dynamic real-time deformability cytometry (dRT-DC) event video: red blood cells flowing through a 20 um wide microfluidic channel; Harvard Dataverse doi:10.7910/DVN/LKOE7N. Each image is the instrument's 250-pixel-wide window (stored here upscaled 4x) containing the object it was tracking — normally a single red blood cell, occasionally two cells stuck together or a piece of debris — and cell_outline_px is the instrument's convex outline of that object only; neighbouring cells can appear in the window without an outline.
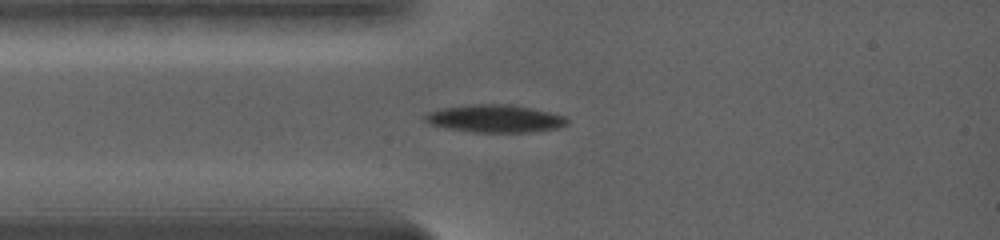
{"species": "common noctule bat (a hibernating species)", "species_latin": "Nyctalus noctula", "temperature_condition": "warm", "stored_images_in_passage": 3, "camera_frame_rate_fps": 5000, "um_per_image_px": 0.085, "animal": {"sex": "female", "body_mass_g": 19.0, "forearm_length_mm": 56.7}, "frame": {"image": 1, "passage_image": 3, "time_ms": 2.0, "image_size_px": [1000, 240], "cell_outline_px": [[568, 124], [556, 128], [528, 132], [476, 132], [448, 128], [432, 124], [424, 120], [424, 116], [428, 112], [444, 108], [476, 104], [508, 104], [548, 112], [564, 116], [568, 120]], "centroid_in_image_um": [42.08, 10.08], "position_along_channel_um": 42.9, "area_um2": 22.37}}